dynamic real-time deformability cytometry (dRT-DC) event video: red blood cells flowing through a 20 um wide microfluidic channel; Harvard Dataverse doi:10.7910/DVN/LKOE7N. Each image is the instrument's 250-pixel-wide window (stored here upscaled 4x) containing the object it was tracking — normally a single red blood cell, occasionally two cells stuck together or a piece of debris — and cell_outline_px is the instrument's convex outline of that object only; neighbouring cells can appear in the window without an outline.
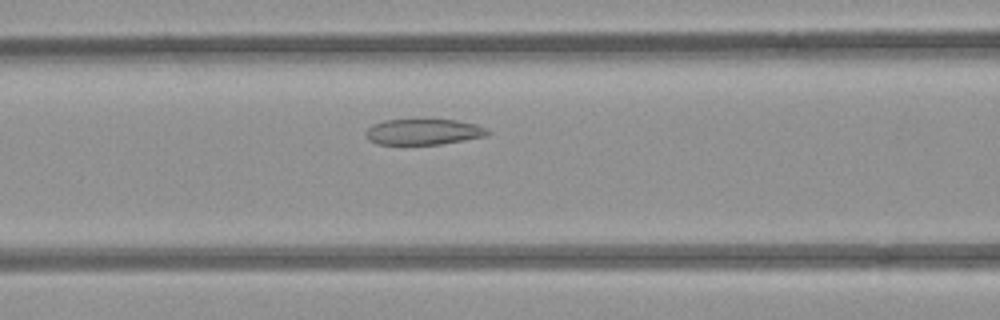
{"species": "common noctule bat (a hibernating species)", "species_latin": "Nyctalus noctula", "temperature_condition": "room temperature", "stored_images_in_passage": 39, "camera_frame_rate_fps": 3000, "um_per_image_px": 0.085, "animal": {"sex": "female", "body_mass_g": 21.9}, "frame": {"image": 1, "passage_image": 8, "time_ms": 2.333, "image_size_px": [1000, 320], "cell_outline_px": [[492, 132], [484, 136], [464, 140], [440, 144], [380, 144], [368, 140], [368, 128], [372, 124], [384, 120], [416, 116], [456, 120], [476, 124], [488, 128]], "centroid_in_image_um": [36.02, 11.14], "position_along_channel_um": 130.6, "area_um2": 19.13}}
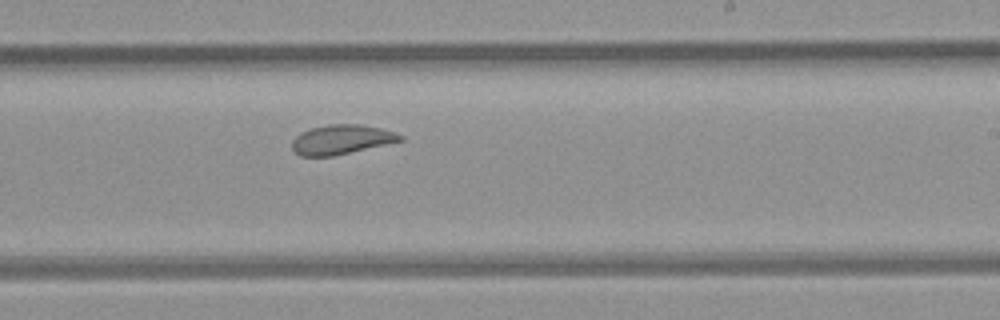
{"frame": {"image": 2, "passage_image": 18, "time_ms": 5.667, "image_size_px": [1000, 320], "cell_outline_px": [[404, 140], [332, 156], [300, 156], [292, 148], [292, 140], [300, 132], [312, 128], [328, 124], [360, 124], [380, 128], [396, 132], [404, 136]], "centroid_in_image_um": [29.02, 11.85], "position_along_channel_um": 260.0, "area_um2": 18.5}}
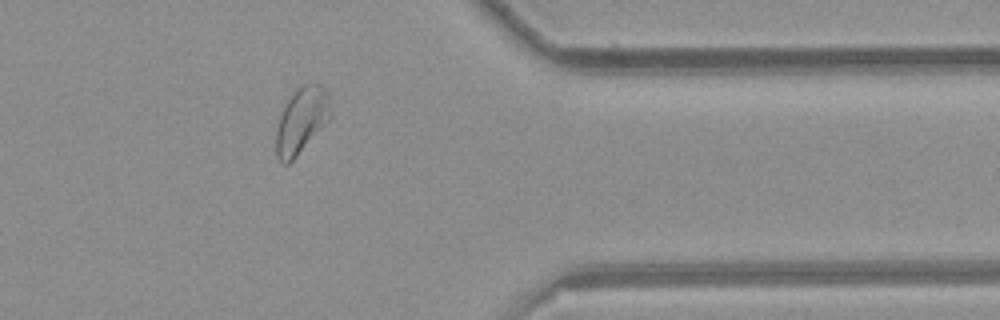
{"frame": {"image": 3, "passage_image": 29, "time_ms": 9.333, "image_size_px": [1000, 320], "cell_outline_px": [[328, 120], [296, 156], [288, 164], [280, 164], [276, 156], [276, 128], [284, 104], [292, 92], [300, 84], [316, 80], [328, 92]], "centroid_in_image_um": [25.57, 10.18], "position_along_channel_um": 385.8, "area_um2": 20.87}, "authors_computed_cell_mechanics": {"area_um2": 19.8832, "velocity_mm_per_s": 3.8836, "shape_relaxation_time_tau1_ms": null, "shape_relaxation_time_tau2_ms": 2.278, "deformation_change_tau1": null, "deformation_change_tau2": 0.0808}}